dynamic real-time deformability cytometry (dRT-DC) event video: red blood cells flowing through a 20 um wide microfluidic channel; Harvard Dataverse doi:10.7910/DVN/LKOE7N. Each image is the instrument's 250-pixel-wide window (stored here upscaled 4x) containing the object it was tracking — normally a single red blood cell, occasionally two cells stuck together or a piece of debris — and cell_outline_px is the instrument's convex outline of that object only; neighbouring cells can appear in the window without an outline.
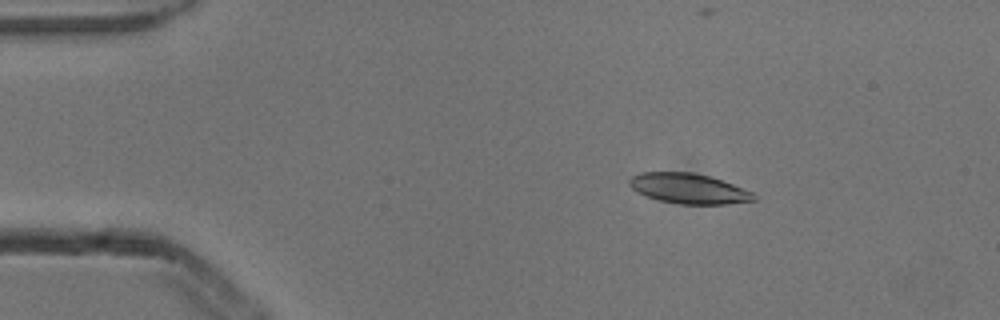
{"species": "common noctule bat (a hibernating species)", "species_latin": "Nyctalus noctula", "temperature_condition": "cold", "stored_images_in_passage": 5, "camera_frame_rate_fps": 3000, "um_per_image_px": 0.085, "animal": {"sex": "male", "body_mass_g": 13.3}, "frame": {"image": 1, "passage_image": 3, "time_ms": 0.667, "image_size_px": [1000, 320], "cell_outline_px": [[756, 200], [724, 204], [680, 204], [660, 200], [636, 192], [628, 184], [628, 180], [632, 176], [640, 172], [692, 172], [708, 176], [732, 184], [752, 192], [756, 196]], "centroid_in_image_um": [58.5, 16.02], "position_along_channel_um": 26.5, "area_um2": 21.68}}